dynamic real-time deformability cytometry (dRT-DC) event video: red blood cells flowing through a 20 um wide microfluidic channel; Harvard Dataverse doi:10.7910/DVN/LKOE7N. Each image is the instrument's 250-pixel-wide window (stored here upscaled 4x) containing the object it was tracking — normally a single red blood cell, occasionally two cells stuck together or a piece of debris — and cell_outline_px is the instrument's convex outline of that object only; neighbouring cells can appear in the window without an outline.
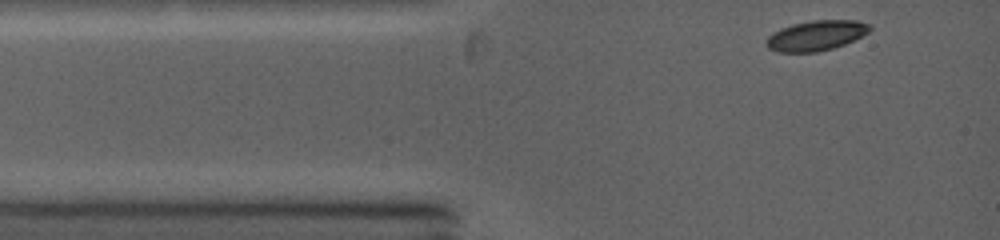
{"species": "common noctule bat (a hibernating species)", "species_latin": "Nyctalus noctula", "temperature_condition": "warm", "stored_images_in_passage": 38, "camera_frame_rate_fps": 5000, "um_per_image_px": 0.085, "animal": {"sex": "female", "body_mass_g": 19.0, "forearm_length_mm": 53.3}, "frame": {"image": 1, "passage_image": 1, "time_ms": 0.0, "image_size_px": [1000, 240], "cell_outline_px": [[872, 28], [868, 32], [844, 44], [832, 48], [816, 52], [776, 52], [768, 48], [764, 44], [768, 36], [772, 32], [780, 28], [792, 24], [812, 20], [856, 20], [868, 24]], "centroid_in_image_um": [69.3, 3.02], "position_along_channel_um": 15.7, "area_um2": 18.15}}
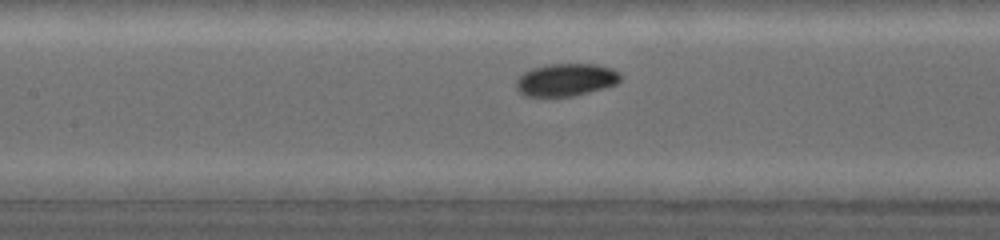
{"frame": {"image": 2, "passage_image": 15, "time_ms": 4.2, "image_size_px": [1000, 240], "cell_outline_px": [[620, 80], [616, 84], [588, 92], [572, 96], [524, 96], [516, 88], [516, 80], [524, 72], [532, 68], [552, 64], [596, 64], [612, 68], [620, 72]], "centroid_in_image_um": [48.1, 6.78], "position_along_channel_um": 159.3, "area_um2": 19.65}}
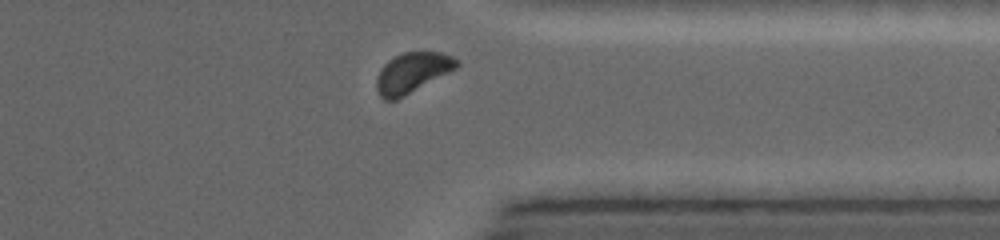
{"frame": {"image": 3, "passage_image": 35, "time_ms": 9.4, "image_size_px": [1000, 240], "cell_outline_px": [[460, 64], [456, 68], [396, 100], [384, 100], [380, 96], [376, 88], [376, 80], [384, 64], [388, 60], [404, 52], [440, 52], [452, 56]], "centroid_in_image_um": [35.02, 6.18], "position_along_channel_um": 376.4, "area_um2": 18.38}, "authors_computed_cell_mechanics": {"area_um2": 19.2185, "velocity_mm_per_s": 4.2106, "shape_relaxation_time_tau1_ms": 2.014, "shape_relaxation_time_tau2_ms": null, "deformation_change_tau1": 0.0844, "deformation_change_tau2": null}}